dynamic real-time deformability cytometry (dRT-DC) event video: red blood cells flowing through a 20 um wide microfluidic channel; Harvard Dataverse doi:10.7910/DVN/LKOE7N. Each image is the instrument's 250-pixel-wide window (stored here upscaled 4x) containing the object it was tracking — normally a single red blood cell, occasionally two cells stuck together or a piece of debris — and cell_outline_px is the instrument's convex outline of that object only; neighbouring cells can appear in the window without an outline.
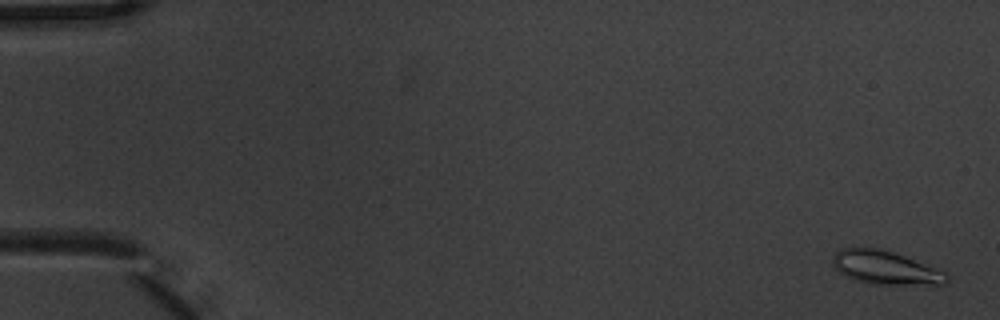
{"species": "common noctule bat (a hibernating species)", "species_latin": "Nyctalus noctula", "temperature_condition": "warm", "stored_images_in_passage": 7, "camera_frame_rate_fps": 3000, "um_per_image_px": 0.085, "animal": {"sex": "male", "body_mass_g": 20.1, "forearm_length_mm": 53.5}, "frame": {"image": 1, "passage_image": 1, "time_ms": 0.0, "image_size_px": [1000, 320], "cell_outline_px": [[948, 280], [944, 284], [872, 284], [856, 280], [844, 276], [832, 264], [832, 256], [840, 248], [880, 248], [904, 256], [944, 272], [948, 276]], "centroid_in_image_um": [75.19, 22.75], "position_along_channel_um": 9.8, "area_um2": 21.85}}
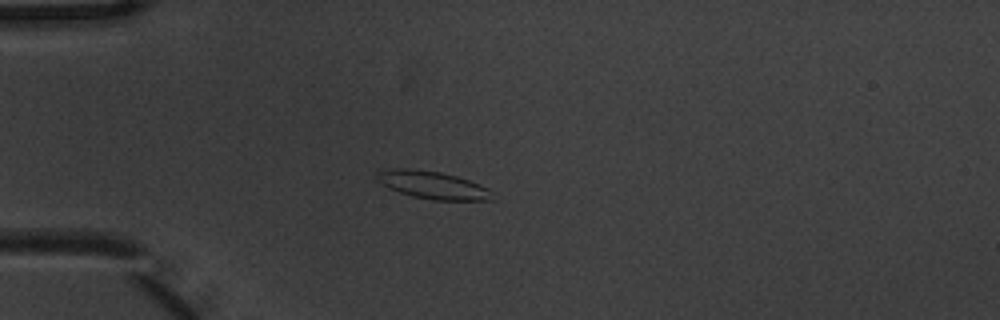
{"frame": {"image": 2, "passage_image": 5, "time_ms": 1.333, "image_size_px": [1000, 320], "cell_outline_px": [[492, 200], [432, 200], [412, 196], [388, 188], [380, 184], [376, 180], [376, 172], [384, 168], [408, 168], [440, 172], [456, 176], [468, 180], [488, 188]], "centroid_in_image_um": [36.67, 15.71], "position_along_channel_um": 48.3, "area_um2": 18.61}}